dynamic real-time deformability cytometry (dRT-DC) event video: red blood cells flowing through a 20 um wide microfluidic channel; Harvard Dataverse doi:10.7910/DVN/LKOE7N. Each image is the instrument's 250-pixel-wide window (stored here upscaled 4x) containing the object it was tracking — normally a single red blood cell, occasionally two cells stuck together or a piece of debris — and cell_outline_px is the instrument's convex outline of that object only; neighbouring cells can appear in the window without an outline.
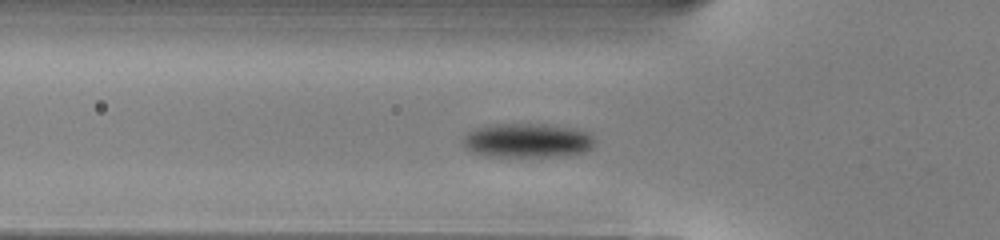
{"species": "common noctule bat (a hibernating species)", "species_latin": "Nyctalus noctula", "temperature_condition": "warm", "stored_images_in_passage": 44, "camera_frame_rate_fps": 3000, "um_per_image_px": 0.085, "animal": {"sex": "male", "body_mass_g": 13.0, "forearm_length_mm": 53.1}, "frame": {"image": 1, "passage_image": 9, "time_ms": 2.667, "image_size_px": [1000, 240], "cell_outline_px": [[596, 144], [592, 148], [584, 152], [568, 156], [488, 156], [472, 152], [460, 140], [468, 132], [488, 124], [544, 124], [576, 128], [588, 132], [596, 140]], "centroid_in_image_um": [44.88, 11.94], "position_along_channel_um": 80.9, "area_um2": 26.53}}
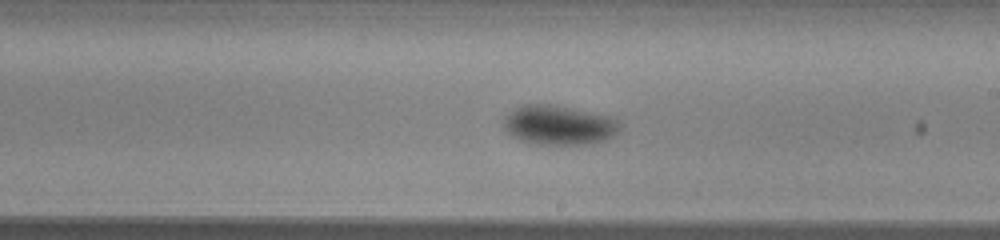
{"frame": {"image": 2, "passage_image": 21, "time_ms": 6.667, "image_size_px": [1000, 240], "cell_outline_px": [[624, 124], [612, 136], [604, 140], [592, 144], [532, 144], [520, 140], [508, 132], [504, 128], [504, 120], [516, 108], [524, 104], [552, 104], [612, 116]], "centroid_in_image_um": [47.57, 10.63], "position_along_channel_um": 241.4, "area_um2": 26.7}}
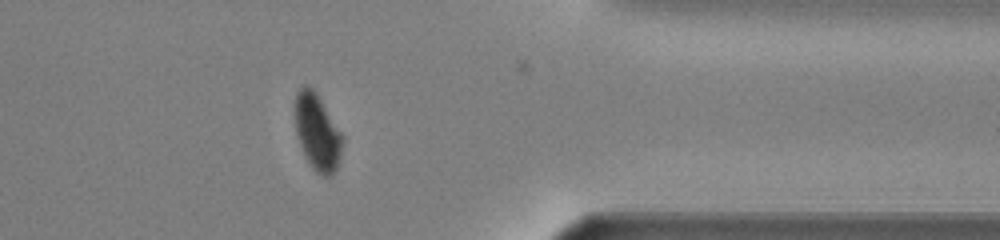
{"frame": {"image": 3, "passage_image": 33, "time_ms": 10.667, "image_size_px": [1000, 240], "cell_outline_px": [[344, 140], [340, 156], [336, 168], [332, 176], [324, 176], [316, 172], [308, 164], [304, 156], [296, 136], [292, 104], [296, 92], [304, 84], [308, 84], [316, 92], [344, 136]], "centroid_in_image_um": [26.92, 11.2], "position_along_channel_um": 384.5, "area_um2": 21.91}, "authors_computed_cell_mechanics": {"area_um2": 24.1604, "velocity_mm_per_s": 4.0138, "shape_relaxation_time_tau1_ms": 2.4399, "shape_relaxation_time_tau2_ms": null, "deformation_change_tau1": 0.0943, "deformation_change_tau2": null}}